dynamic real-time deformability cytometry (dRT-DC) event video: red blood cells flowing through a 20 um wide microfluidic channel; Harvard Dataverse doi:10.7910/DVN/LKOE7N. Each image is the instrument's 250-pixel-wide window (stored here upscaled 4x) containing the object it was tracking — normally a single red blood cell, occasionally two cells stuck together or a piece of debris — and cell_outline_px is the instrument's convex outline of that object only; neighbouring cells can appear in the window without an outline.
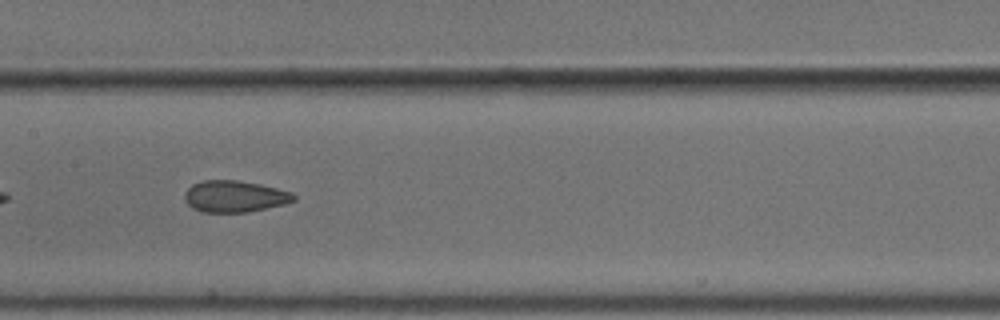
{"species": "common noctule bat (a hibernating species)", "species_latin": "Nyctalus noctula", "temperature_condition": "cold", "stored_images_in_passage": 39, "camera_frame_rate_fps": 3000, "um_per_image_px": 0.085, "animal": {"sex": "male", "body_mass_g": 18.8}, "frame": {"image": 1, "passage_image": 12, "time_ms": 3.667, "image_size_px": [1000, 320], "cell_outline_px": [[296, 200], [284, 204], [248, 212], [200, 212], [192, 208], [188, 204], [184, 196], [184, 192], [192, 184], [204, 180], [236, 180], [260, 184], [292, 192], [296, 196]], "centroid_in_image_um": [19.94, 16.69], "position_along_channel_um": 187.5, "area_um2": 20.11}, "authors_computed_cell_mechanics": {"area_um2": 20.9236, "velocity_mm_per_s": 3.7002, "shape_relaxation_time_tau1_ms": null, "shape_relaxation_time_tau2_ms": 1.8194, "deformation_change_tau1": null, "deformation_change_tau2": 0.0736}}